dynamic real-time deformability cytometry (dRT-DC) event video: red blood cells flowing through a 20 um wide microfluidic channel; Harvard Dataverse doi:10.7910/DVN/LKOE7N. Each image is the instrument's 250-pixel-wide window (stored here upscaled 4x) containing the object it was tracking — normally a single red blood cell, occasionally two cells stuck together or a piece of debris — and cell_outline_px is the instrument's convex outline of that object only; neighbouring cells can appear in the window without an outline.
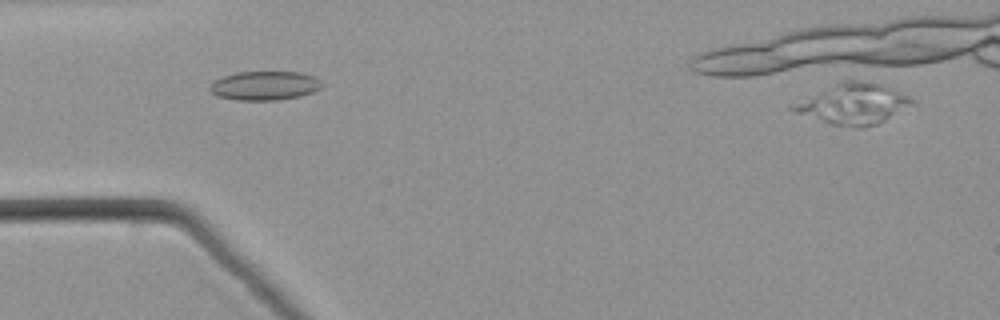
{"species": "common noctule bat (a hibernating species)", "species_latin": "Nyctalus noctula", "temperature_condition": "warm", "stored_images_in_passage": 26, "camera_frame_rate_fps": 3000, "um_per_image_px": 0.085, "animal": {"sex": "male", "body_mass_g": 21.5, "forearm_length_mm": 52.0}, "frame": {"image": 1, "passage_image": 1, "time_ms": 0.0, "image_size_px": [1000, 320], "cell_outline_px": [[324, 84], [320, 88], [312, 92], [300, 96], [280, 100], [236, 100], [216, 96], [208, 88], [216, 80], [224, 76], [236, 72], [300, 72], [312, 76], [320, 80]], "centroid_in_image_um": [22.5, 7.29], "position_along_channel_um": 62.5, "area_um2": 18.9}}